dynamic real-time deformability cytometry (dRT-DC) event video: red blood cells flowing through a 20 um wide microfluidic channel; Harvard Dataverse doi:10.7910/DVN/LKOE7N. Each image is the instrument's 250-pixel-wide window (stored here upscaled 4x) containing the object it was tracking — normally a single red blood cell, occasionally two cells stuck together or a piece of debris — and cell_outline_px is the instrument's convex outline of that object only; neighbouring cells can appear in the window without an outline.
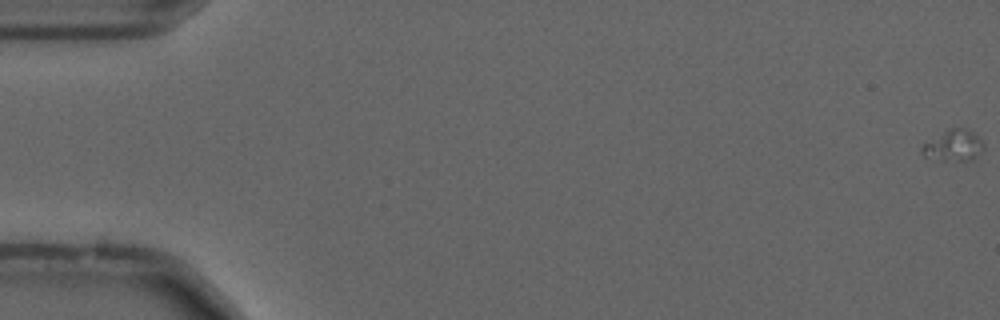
{"species": "common noctule bat (a hibernating species)", "species_latin": "Nyctalus noctula", "temperature_condition": "cold", "stored_images_in_passage": 12, "camera_frame_rate_fps": 3000, "um_per_image_px": 0.085, "animal": {"sex": "male", "forearm_length_mm": 52.5}, "frame": {"image": 1, "passage_image": 1, "time_ms": 0.0, "image_size_px": [1000, 320], "cell_outline_px": [[984, 148], [972, 160], [940, 160], [924, 156], [920, 152], [920, 148], [924, 144], [944, 132], [952, 128], [968, 128], [984, 144]], "centroid_in_image_um": [81.05, 12.38], "position_along_channel_um": 4.0, "area_um2": 10.87}}